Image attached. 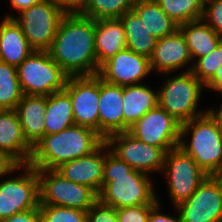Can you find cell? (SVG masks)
Returning <instances> with one entry per match:
<instances>
[{
    "mask_svg": "<svg viewBox=\"0 0 222 222\" xmlns=\"http://www.w3.org/2000/svg\"><path fill=\"white\" fill-rule=\"evenodd\" d=\"M48 52L69 77L97 75L95 20L78 12H66Z\"/></svg>",
    "mask_w": 222,
    "mask_h": 222,
    "instance_id": "1",
    "label": "cell"
},
{
    "mask_svg": "<svg viewBox=\"0 0 222 222\" xmlns=\"http://www.w3.org/2000/svg\"><path fill=\"white\" fill-rule=\"evenodd\" d=\"M154 184L144 172L133 169L114 155L105 142V163L99 201L119 209L138 205H156L159 202Z\"/></svg>",
    "mask_w": 222,
    "mask_h": 222,
    "instance_id": "2",
    "label": "cell"
},
{
    "mask_svg": "<svg viewBox=\"0 0 222 222\" xmlns=\"http://www.w3.org/2000/svg\"><path fill=\"white\" fill-rule=\"evenodd\" d=\"M105 139L95 130L73 125L45 135L34 147L29 164L37 170L57 169L63 163L95 151Z\"/></svg>",
    "mask_w": 222,
    "mask_h": 222,
    "instance_id": "3",
    "label": "cell"
},
{
    "mask_svg": "<svg viewBox=\"0 0 222 222\" xmlns=\"http://www.w3.org/2000/svg\"><path fill=\"white\" fill-rule=\"evenodd\" d=\"M178 146L208 176L222 175V129L209 111L181 124Z\"/></svg>",
    "mask_w": 222,
    "mask_h": 222,
    "instance_id": "4",
    "label": "cell"
},
{
    "mask_svg": "<svg viewBox=\"0 0 222 222\" xmlns=\"http://www.w3.org/2000/svg\"><path fill=\"white\" fill-rule=\"evenodd\" d=\"M203 87L191 71L167 78L158 90V105L179 123L190 121L208 111L197 109Z\"/></svg>",
    "mask_w": 222,
    "mask_h": 222,
    "instance_id": "5",
    "label": "cell"
},
{
    "mask_svg": "<svg viewBox=\"0 0 222 222\" xmlns=\"http://www.w3.org/2000/svg\"><path fill=\"white\" fill-rule=\"evenodd\" d=\"M16 69L21 90L26 95L49 96L63 90L69 77L48 51L33 50Z\"/></svg>",
    "mask_w": 222,
    "mask_h": 222,
    "instance_id": "6",
    "label": "cell"
},
{
    "mask_svg": "<svg viewBox=\"0 0 222 222\" xmlns=\"http://www.w3.org/2000/svg\"><path fill=\"white\" fill-rule=\"evenodd\" d=\"M37 172L40 205H55L87 212L99 200V194L94 189L71 182L56 169H41Z\"/></svg>",
    "mask_w": 222,
    "mask_h": 222,
    "instance_id": "7",
    "label": "cell"
},
{
    "mask_svg": "<svg viewBox=\"0 0 222 222\" xmlns=\"http://www.w3.org/2000/svg\"><path fill=\"white\" fill-rule=\"evenodd\" d=\"M66 11L52 0H42L23 10L14 18L23 30L29 46L36 51H48L51 48L59 22Z\"/></svg>",
    "mask_w": 222,
    "mask_h": 222,
    "instance_id": "8",
    "label": "cell"
},
{
    "mask_svg": "<svg viewBox=\"0 0 222 222\" xmlns=\"http://www.w3.org/2000/svg\"><path fill=\"white\" fill-rule=\"evenodd\" d=\"M161 173L166 174L168 194L175 207L189 199L197 187L208 177L179 146L166 152Z\"/></svg>",
    "mask_w": 222,
    "mask_h": 222,
    "instance_id": "9",
    "label": "cell"
},
{
    "mask_svg": "<svg viewBox=\"0 0 222 222\" xmlns=\"http://www.w3.org/2000/svg\"><path fill=\"white\" fill-rule=\"evenodd\" d=\"M23 175L0 180V221L40 205L37 169L23 164Z\"/></svg>",
    "mask_w": 222,
    "mask_h": 222,
    "instance_id": "10",
    "label": "cell"
},
{
    "mask_svg": "<svg viewBox=\"0 0 222 222\" xmlns=\"http://www.w3.org/2000/svg\"><path fill=\"white\" fill-rule=\"evenodd\" d=\"M105 142L114 155L133 169L146 174L162 172L167 152L165 149L144 143L128 131L111 134Z\"/></svg>",
    "mask_w": 222,
    "mask_h": 222,
    "instance_id": "11",
    "label": "cell"
},
{
    "mask_svg": "<svg viewBox=\"0 0 222 222\" xmlns=\"http://www.w3.org/2000/svg\"><path fill=\"white\" fill-rule=\"evenodd\" d=\"M175 209L181 222H222V175L208 176L194 194Z\"/></svg>",
    "mask_w": 222,
    "mask_h": 222,
    "instance_id": "12",
    "label": "cell"
},
{
    "mask_svg": "<svg viewBox=\"0 0 222 222\" xmlns=\"http://www.w3.org/2000/svg\"><path fill=\"white\" fill-rule=\"evenodd\" d=\"M181 123L159 105L145 113L128 130L144 143L169 151L178 146Z\"/></svg>",
    "mask_w": 222,
    "mask_h": 222,
    "instance_id": "13",
    "label": "cell"
},
{
    "mask_svg": "<svg viewBox=\"0 0 222 222\" xmlns=\"http://www.w3.org/2000/svg\"><path fill=\"white\" fill-rule=\"evenodd\" d=\"M70 96L75 125L99 133V76L68 77L65 88Z\"/></svg>",
    "mask_w": 222,
    "mask_h": 222,
    "instance_id": "14",
    "label": "cell"
},
{
    "mask_svg": "<svg viewBox=\"0 0 222 222\" xmlns=\"http://www.w3.org/2000/svg\"><path fill=\"white\" fill-rule=\"evenodd\" d=\"M150 72L149 58L125 48L104 62L97 75L106 83L124 87L141 84Z\"/></svg>",
    "mask_w": 222,
    "mask_h": 222,
    "instance_id": "15",
    "label": "cell"
},
{
    "mask_svg": "<svg viewBox=\"0 0 222 222\" xmlns=\"http://www.w3.org/2000/svg\"><path fill=\"white\" fill-rule=\"evenodd\" d=\"M32 153L16 110H0V154L13 165H23L29 164Z\"/></svg>",
    "mask_w": 222,
    "mask_h": 222,
    "instance_id": "16",
    "label": "cell"
},
{
    "mask_svg": "<svg viewBox=\"0 0 222 222\" xmlns=\"http://www.w3.org/2000/svg\"><path fill=\"white\" fill-rule=\"evenodd\" d=\"M105 163V141L91 154L63 163L56 170L71 182L94 189H102Z\"/></svg>",
    "mask_w": 222,
    "mask_h": 222,
    "instance_id": "17",
    "label": "cell"
},
{
    "mask_svg": "<svg viewBox=\"0 0 222 222\" xmlns=\"http://www.w3.org/2000/svg\"><path fill=\"white\" fill-rule=\"evenodd\" d=\"M192 62L188 46L182 32L177 29L173 34L157 39L150 58L152 73L168 74L188 66Z\"/></svg>",
    "mask_w": 222,
    "mask_h": 222,
    "instance_id": "18",
    "label": "cell"
},
{
    "mask_svg": "<svg viewBox=\"0 0 222 222\" xmlns=\"http://www.w3.org/2000/svg\"><path fill=\"white\" fill-rule=\"evenodd\" d=\"M99 134L124 132L123 87L106 83L99 77Z\"/></svg>",
    "mask_w": 222,
    "mask_h": 222,
    "instance_id": "19",
    "label": "cell"
},
{
    "mask_svg": "<svg viewBox=\"0 0 222 222\" xmlns=\"http://www.w3.org/2000/svg\"><path fill=\"white\" fill-rule=\"evenodd\" d=\"M15 110L26 141L34 147L45 136L46 96L24 94Z\"/></svg>",
    "mask_w": 222,
    "mask_h": 222,
    "instance_id": "20",
    "label": "cell"
},
{
    "mask_svg": "<svg viewBox=\"0 0 222 222\" xmlns=\"http://www.w3.org/2000/svg\"><path fill=\"white\" fill-rule=\"evenodd\" d=\"M126 48L125 28L120 18L95 20V52L100 66Z\"/></svg>",
    "mask_w": 222,
    "mask_h": 222,
    "instance_id": "21",
    "label": "cell"
},
{
    "mask_svg": "<svg viewBox=\"0 0 222 222\" xmlns=\"http://www.w3.org/2000/svg\"><path fill=\"white\" fill-rule=\"evenodd\" d=\"M33 51L14 18L0 22V61L17 67Z\"/></svg>",
    "mask_w": 222,
    "mask_h": 222,
    "instance_id": "22",
    "label": "cell"
},
{
    "mask_svg": "<svg viewBox=\"0 0 222 222\" xmlns=\"http://www.w3.org/2000/svg\"><path fill=\"white\" fill-rule=\"evenodd\" d=\"M158 106V91L150 86L137 84L123 87L124 132L145 113Z\"/></svg>",
    "mask_w": 222,
    "mask_h": 222,
    "instance_id": "23",
    "label": "cell"
},
{
    "mask_svg": "<svg viewBox=\"0 0 222 222\" xmlns=\"http://www.w3.org/2000/svg\"><path fill=\"white\" fill-rule=\"evenodd\" d=\"M178 29L184 36L192 62L210 54L222 41V37L202 19L181 24Z\"/></svg>",
    "mask_w": 222,
    "mask_h": 222,
    "instance_id": "24",
    "label": "cell"
},
{
    "mask_svg": "<svg viewBox=\"0 0 222 222\" xmlns=\"http://www.w3.org/2000/svg\"><path fill=\"white\" fill-rule=\"evenodd\" d=\"M45 135L61 132L74 123L72 102L63 89L46 96Z\"/></svg>",
    "mask_w": 222,
    "mask_h": 222,
    "instance_id": "25",
    "label": "cell"
},
{
    "mask_svg": "<svg viewBox=\"0 0 222 222\" xmlns=\"http://www.w3.org/2000/svg\"><path fill=\"white\" fill-rule=\"evenodd\" d=\"M132 9L150 34L157 39L173 34L179 27L155 0H136Z\"/></svg>",
    "mask_w": 222,
    "mask_h": 222,
    "instance_id": "26",
    "label": "cell"
},
{
    "mask_svg": "<svg viewBox=\"0 0 222 222\" xmlns=\"http://www.w3.org/2000/svg\"><path fill=\"white\" fill-rule=\"evenodd\" d=\"M120 20L125 28L126 48L150 59L156 46L157 38L152 36L145 28L133 9L125 12L120 17Z\"/></svg>",
    "mask_w": 222,
    "mask_h": 222,
    "instance_id": "27",
    "label": "cell"
},
{
    "mask_svg": "<svg viewBox=\"0 0 222 222\" xmlns=\"http://www.w3.org/2000/svg\"><path fill=\"white\" fill-rule=\"evenodd\" d=\"M17 69L0 61V110H14L23 97Z\"/></svg>",
    "mask_w": 222,
    "mask_h": 222,
    "instance_id": "28",
    "label": "cell"
},
{
    "mask_svg": "<svg viewBox=\"0 0 222 222\" xmlns=\"http://www.w3.org/2000/svg\"><path fill=\"white\" fill-rule=\"evenodd\" d=\"M136 0H86L78 13L94 20L120 18Z\"/></svg>",
    "mask_w": 222,
    "mask_h": 222,
    "instance_id": "29",
    "label": "cell"
},
{
    "mask_svg": "<svg viewBox=\"0 0 222 222\" xmlns=\"http://www.w3.org/2000/svg\"><path fill=\"white\" fill-rule=\"evenodd\" d=\"M161 9L178 25L201 20L203 4L200 0H155Z\"/></svg>",
    "mask_w": 222,
    "mask_h": 222,
    "instance_id": "30",
    "label": "cell"
},
{
    "mask_svg": "<svg viewBox=\"0 0 222 222\" xmlns=\"http://www.w3.org/2000/svg\"><path fill=\"white\" fill-rule=\"evenodd\" d=\"M186 71H191L197 79L206 86L217 73L218 68L222 64V41L207 56L196 59L190 63Z\"/></svg>",
    "mask_w": 222,
    "mask_h": 222,
    "instance_id": "31",
    "label": "cell"
},
{
    "mask_svg": "<svg viewBox=\"0 0 222 222\" xmlns=\"http://www.w3.org/2000/svg\"><path fill=\"white\" fill-rule=\"evenodd\" d=\"M42 222H87V212L55 205H39Z\"/></svg>",
    "mask_w": 222,
    "mask_h": 222,
    "instance_id": "32",
    "label": "cell"
},
{
    "mask_svg": "<svg viewBox=\"0 0 222 222\" xmlns=\"http://www.w3.org/2000/svg\"><path fill=\"white\" fill-rule=\"evenodd\" d=\"M202 20L222 37V0H212L205 3Z\"/></svg>",
    "mask_w": 222,
    "mask_h": 222,
    "instance_id": "33",
    "label": "cell"
},
{
    "mask_svg": "<svg viewBox=\"0 0 222 222\" xmlns=\"http://www.w3.org/2000/svg\"><path fill=\"white\" fill-rule=\"evenodd\" d=\"M155 205H138L116 209L119 222H148L151 209Z\"/></svg>",
    "mask_w": 222,
    "mask_h": 222,
    "instance_id": "34",
    "label": "cell"
},
{
    "mask_svg": "<svg viewBox=\"0 0 222 222\" xmlns=\"http://www.w3.org/2000/svg\"><path fill=\"white\" fill-rule=\"evenodd\" d=\"M87 222H119L116 209L99 200L87 211Z\"/></svg>",
    "mask_w": 222,
    "mask_h": 222,
    "instance_id": "35",
    "label": "cell"
},
{
    "mask_svg": "<svg viewBox=\"0 0 222 222\" xmlns=\"http://www.w3.org/2000/svg\"><path fill=\"white\" fill-rule=\"evenodd\" d=\"M0 222H42L39 207L23 212L16 213L15 215L3 219Z\"/></svg>",
    "mask_w": 222,
    "mask_h": 222,
    "instance_id": "36",
    "label": "cell"
},
{
    "mask_svg": "<svg viewBox=\"0 0 222 222\" xmlns=\"http://www.w3.org/2000/svg\"><path fill=\"white\" fill-rule=\"evenodd\" d=\"M160 201L151 209L148 222H181L180 215L176 209L178 216L171 217L170 215L163 214L159 212L160 210Z\"/></svg>",
    "mask_w": 222,
    "mask_h": 222,
    "instance_id": "37",
    "label": "cell"
},
{
    "mask_svg": "<svg viewBox=\"0 0 222 222\" xmlns=\"http://www.w3.org/2000/svg\"><path fill=\"white\" fill-rule=\"evenodd\" d=\"M60 5L66 12H78L86 0H52Z\"/></svg>",
    "mask_w": 222,
    "mask_h": 222,
    "instance_id": "38",
    "label": "cell"
},
{
    "mask_svg": "<svg viewBox=\"0 0 222 222\" xmlns=\"http://www.w3.org/2000/svg\"><path fill=\"white\" fill-rule=\"evenodd\" d=\"M18 169H22V165H13L2 154H0V177L7 174L9 175L10 173H13V171L17 172Z\"/></svg>",
    "mask_w": 222,
    "mask_h": 222,
    "instance_id": "39",
    "label": "cell"
},
{
    "mask_svg": "<svg viewBox=\"0 0 222 222\" xmlns=\"http://www.w3.org/2000/svg\"><path fill=\"white\" fill-rule=\"evenodd\" d=\"M205 87L222 94V64L218 68L214 78Z\"/></svg>",
    "mask_w": 222,
    "mask_h": 222,
    "instance_id": "40",
    "label": "cell"
},
{
    "mask_svg": "<svg viewBox=\"0 0 222 222\" xmlns=\"http://www.w3.org/2000/svg\"><path fill=\"white\" fill-rule=\"evenodd\" d=\"M9 1L11 2L12 8L21 13L23 10L30 8L31 6L42 0H9Z\"/></svg>",
    "mask_w": 222,
    "mask_h": 222,
    "instance_id": "41",
    "label": "cell"
},
{
    "mask_svg": "<svg viewBox=\"0 0 222 222\" xmlns=\"http://www.w3.org/2000/svg\"><path fill=\"white\" fill-rule=\"evenodd\" d=\"M221 108L215 110L214 109H209L208 111L216 118L217 122L220 125V128L222 129V105H220Z\"/></svg>",
    "mask_w": 222,
    "mask_h": 222,
    "instance_id": "42",
    "label": "cell"
},
{
    "mask_svg": "<svg viewBox=\"0 0 222 222\" xmlns=\"http://www.w3.org/2000/svg\"><path fill=\"white\" fill-rule=\"evenodd\" d=\"M212 1V0H200V2L204 5L205 3Z\"/></svg>",
    "mask_w": 222,
    "mask_h": 222,
    "instance_id": "43",
    "label": "cell"
}]
</instances>
